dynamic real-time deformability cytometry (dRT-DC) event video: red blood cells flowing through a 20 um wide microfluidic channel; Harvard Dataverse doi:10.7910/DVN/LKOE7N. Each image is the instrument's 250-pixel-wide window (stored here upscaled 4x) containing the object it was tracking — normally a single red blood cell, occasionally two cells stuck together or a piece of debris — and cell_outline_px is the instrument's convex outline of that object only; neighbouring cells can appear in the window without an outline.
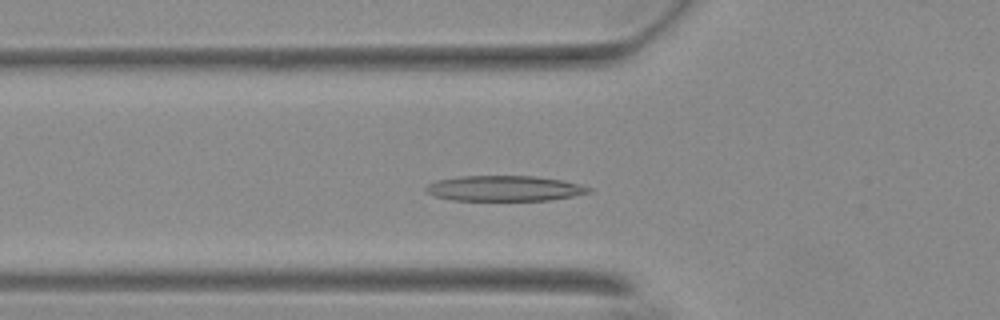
{"species": "Egyptian fruit bat (a non-hibernating species)", "species_latin": "Rousettus aegyptiacus", "temperature_condition": "warm", "stored_images_in_passage": 44, "camera_frame_rate_fps": 3000, "um_per_image_px": 0.085, "animal": {"sex": "female"}, "frame": {"image": 1, "passage_image": 14, "time_ms": 4.333, "image_size_px": [1000, 320], "cell_outline_px": [[592, 192], [552, 200], [452, 200], [436, 196], [428, 192], [424, 188], [428, 184], [440, 180], [460, 176], [536, 176], [564, 180], [580, 184], [592, 188]], "centroid_in_image_um": [42.94, 16.01], "position_along_channel_um": 82.9, "area_um2": 24.04}}
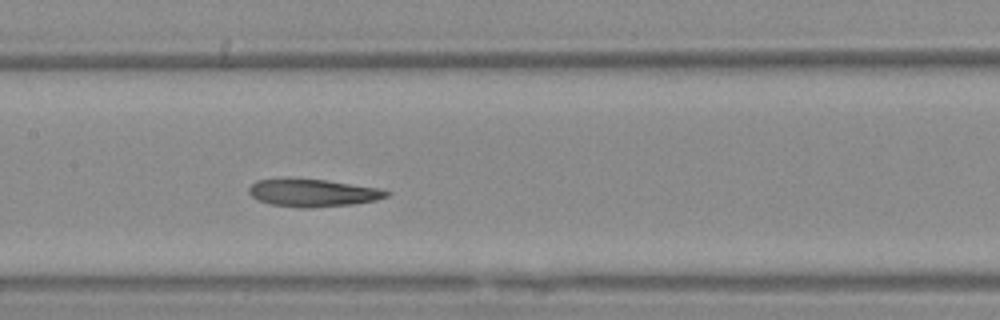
{"frame": {"image": 2, "passage_image": 22, "time_ms": 7.0, "image_size_px": [1000, 320], "cell_outline_px": [[392, 192], [388, 196], [376, 200], [352, 204], [308, 208], [300, 208], [272, 204], [260, 200], [252, 196], [248, 192], [248, 188], [256, 180], [288, 176], [324, 180], [380, 188]], "centroid_in_image_um": [26.56, 16.36], "position_along_channel_um": 180.8, "area_um2": 22.54}}
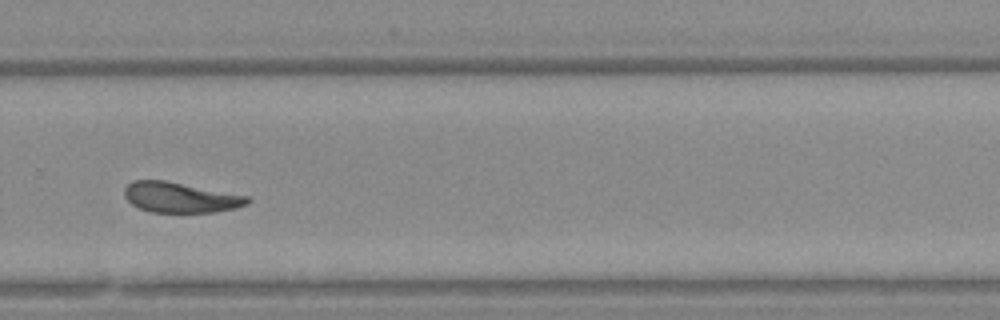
{"frame": {"image": 3, "passage_image": 33, "time_ms": 10.667, "image_size_px": [1000, 320], "cell_outline_px": [[252, 200], [248, 204], [236, 208], [216, 212], [152, 212], [140, 208], [132, 204], [124, 196], [124, 188], [132, 180], [164, 180], [248, 196]], "centroid_in_image_um": [15.34, 16.78], "position_along_channel_um": 314.5, "area_um2": 21.68}, "authors_computed_cell_mechanics": {"area_um2": 23.0911, "velocity_mm_per_s": 3.6629, "shape_relaxation_time_tau1_ms": null, "shape_relaxation_time_tau2_ms": 5.747, "deformation_change_tau1": null, "deformation_change_tau2": 0.1306}}